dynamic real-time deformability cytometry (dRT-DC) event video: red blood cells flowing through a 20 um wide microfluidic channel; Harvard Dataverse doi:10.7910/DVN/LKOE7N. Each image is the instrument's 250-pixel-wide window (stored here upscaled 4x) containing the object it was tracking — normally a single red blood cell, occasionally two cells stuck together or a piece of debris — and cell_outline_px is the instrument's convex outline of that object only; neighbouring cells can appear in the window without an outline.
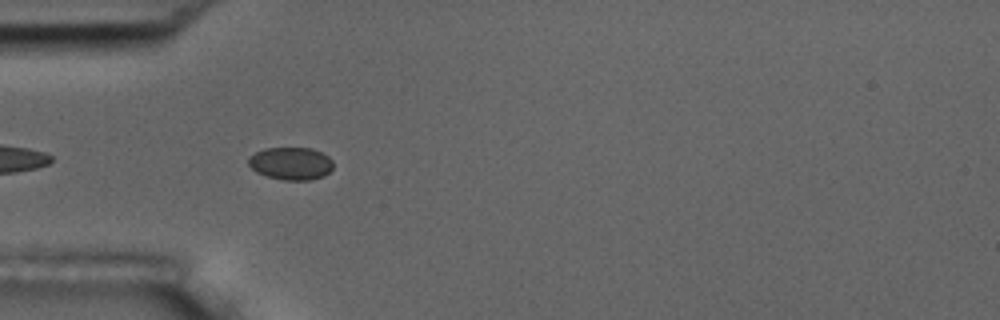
{"species": "common noctule bat (a hibernating species)", "species_latin": "Nyctalus noctula", "temperature_condition": "room temperature", "stored_images_in_passage": 11, "camera_frame_rate_fps": 3000, "um_per_image_px": 0.085, "animal": {"sex": "male", "body_mass_g": 17.5, "forearm_length_mm": 52.3}, "frame": {"image": 1, "passage_image": 1, "time_ms": 0.0, "image_size_px": [1000, 320], "cell_outline_px": [[332, 168], [324, 176], [308, 180], [284, 180], [268, 176], [256, 172], [248, 164], [248, 156], [264, 148], [312, 148], [328, 156], [332, 160]], "centroid_in_image_um": [24.71, 13.89], "position_along_channel_um": 60.3, "area_um2": 16.07}}
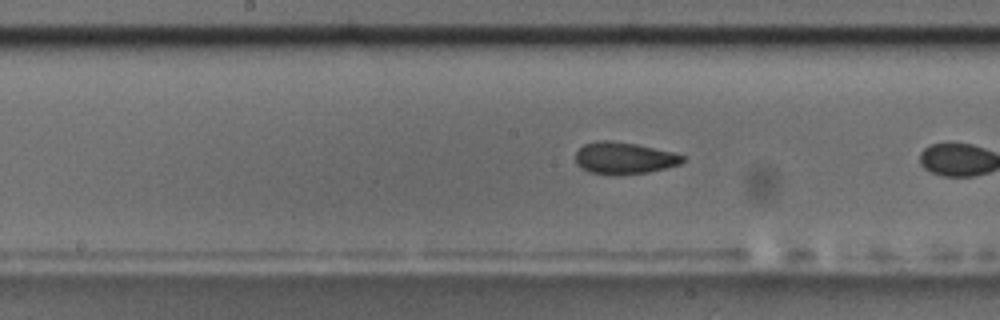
{"frame": {"image": 2, "passage_image": 10, "time_ms": 3.0, "image_size_px": [1000, 320], "cell_outline_px": [[684, 160], [680, 164], [648, 172], [612, 176], [588, 172], [580, 168], [576, 164], [576, 152], [584, 144], [596, 140], [608, 140], [636, 144], [672, 152], [684, 156]], "centroid_in_image_um": [52.99, 13.45], "position_along_channel_um": 195.2, "area_um2": 20.0}}